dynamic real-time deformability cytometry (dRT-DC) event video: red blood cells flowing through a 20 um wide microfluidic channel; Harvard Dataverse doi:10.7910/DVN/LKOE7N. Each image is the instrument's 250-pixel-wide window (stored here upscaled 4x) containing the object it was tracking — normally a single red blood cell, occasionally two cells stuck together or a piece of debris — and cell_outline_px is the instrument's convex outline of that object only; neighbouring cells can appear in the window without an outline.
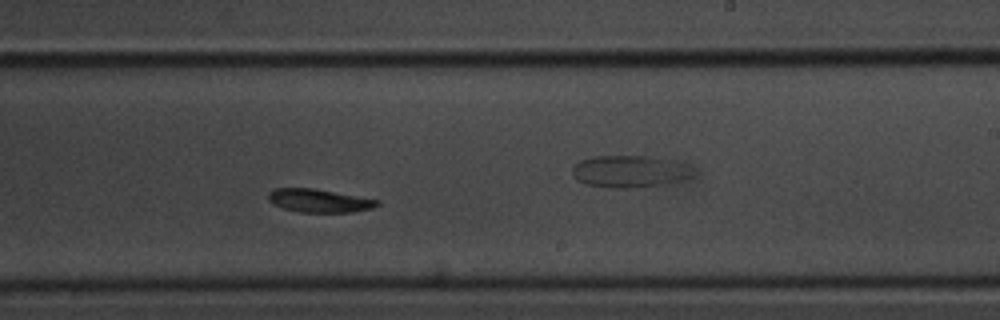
{"species": "common noctule bat (a hibernating species)", "species_latin": "Nyctalus noctula", "temperature_condition": "room temperature", "stored_images_in_passage": 30, "camera_frame_rate_fps": 3000, "um_per_image_px": 0.085, "animal": {"sex": "male", "body_mass_g": 20.1, "forearm_length_mm": 53.5}, "frame": {"image": 1, "passage_image": 14, "time_ms": 4.333, "image_size_px": [1000, 320], "cell_outline_px": [[380, 204], [372, 208], [352, 212], [300, 212], [284, 208], [272, 204], [268, 200], [268, 192], [272, 188], [312, 188], [380, 200]], "centroid_in_image_um": [27.09, 17.05], "position_along_channel_um": 261.9, "area_um2": 14.74}}
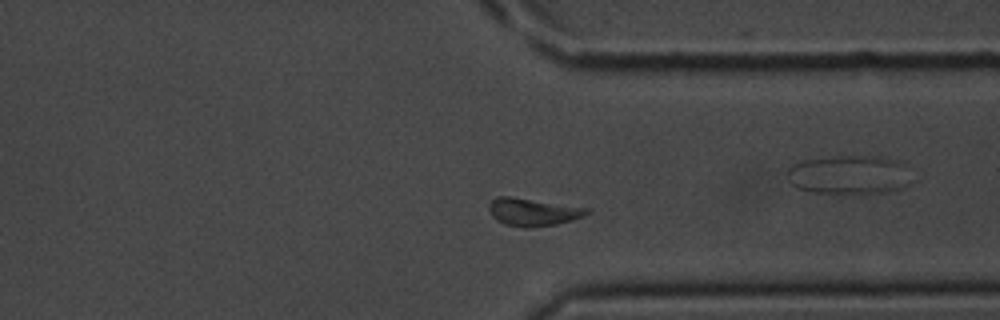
{"frame": {"image": 2, "passage_image": 20, "time_ms": 6.333, "image_size_px": [1000, 320], "cell_outline_px": [[588, 212], [584, 216], [572, 220], [552, 224], [528, 228], [524, 228], [504, 224], [496, 220], [492, 216], [488, 208], [488, 204], [496, 196], [508, 196], [588, 208]], "centroid_in_image_um": [45.23, 18.02], "position_along_channel_um": 366.2, "area_um2": 15.55}}
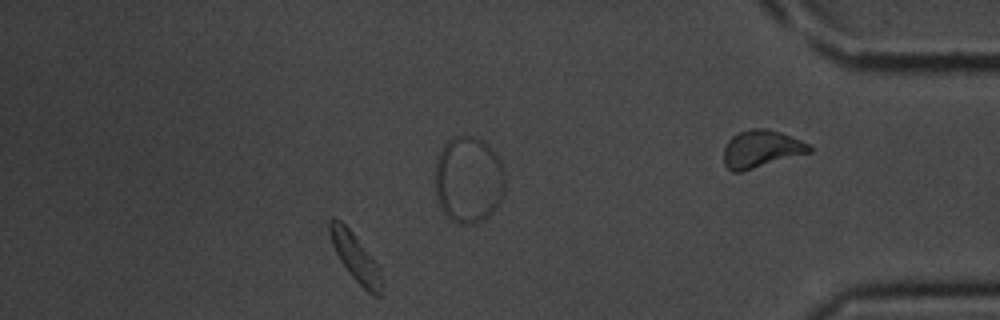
{"frame": {"image": 3, "passage_image": 25, "time_ms": 8.0, "image_size_px": [1000, 320], "cell_outline_px": [[384, 284], [380, 296], [372, 296], [352, 276], [340, 260], [332, 244], [328, 232], [328, 220], [332, 216], [340, 220], [352, 232], [376, 264], [380, 272]], "centroid_in_image_um": [30.19, 21.87], "position_along_channel_um": 405.0, "area_um2": 14.22}}